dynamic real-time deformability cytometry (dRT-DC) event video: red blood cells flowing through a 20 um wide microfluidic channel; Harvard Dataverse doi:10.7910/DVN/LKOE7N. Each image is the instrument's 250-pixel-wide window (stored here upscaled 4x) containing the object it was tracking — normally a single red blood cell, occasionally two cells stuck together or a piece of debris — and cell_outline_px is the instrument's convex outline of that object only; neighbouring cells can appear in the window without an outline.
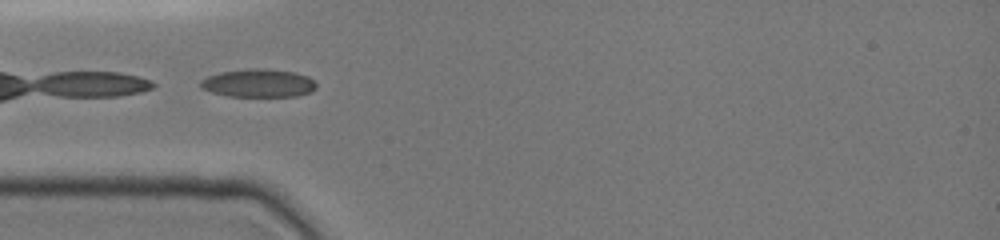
{"species": "common noctule bat (a hibernating species)", "species_latin": "Nyctalus noctula", "temperature_condition": "cold", "stored_images_in_passage": 38, "camera_frame_rate_fps": 3000, "um_per_image_px": 0.085, "animal": {"sex": "female", "body_mass_g": 19.0, "forearm_length_mm": 51.5}, "frame": {"image": 1, "passage_image": 10, "time_ms": 4.333, "image_size_px": [1000, 240], "cell_outline_px": [[316, 88], [312, 92], [296, 96], [228, 96], [212, 92], [200, 88], [200, 80], [208, 76], [220, 72], [252, 68], [264, 68], [296, 72], [308, 76], [316, 84]], "centroid_in_image_um": [21.97, 7.06], "position_along_channel_um": 63.0, "area_um2": 19.07}}
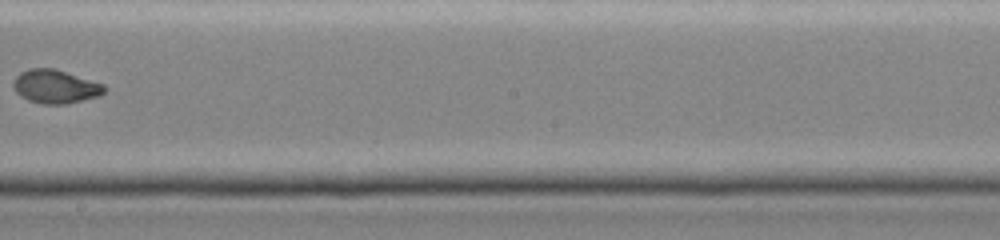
{"frame": {"image": 2, "passage_image": 21, "time_ms": 9.0, "image_size_px": [1000, 240], "cell_outline_px": [[108, 88], [100, 96], [64, 104], [44, 104], [28, 100], [20, 96], [16, 92], [12, 84], [16, 76], [20, 72], [28, 68], [56, 68], [104, 84]], "centroid_in_image_um": [4.71, 7.34], "position_along_channel_um": 243.5, "area_um2": 17.98}}
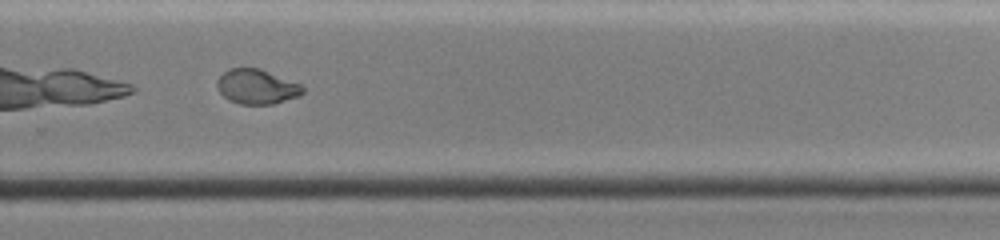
{"frame": {"image": 3, "passage_image": 26, "time_ms": 10.667, "image_size_px": [1000, 240], "cell_outline_px": [[304, 92], [296, 96], [272, 104], [240, 104], [228, 100], [216, 88], [216, 80], [228, 68], [260, 68], [300, 84], [304, 88]], "centroid_in_image_um": [21.77, 7.36], "position_along_channel_um": 308.0, "area_um2": 17.22}}